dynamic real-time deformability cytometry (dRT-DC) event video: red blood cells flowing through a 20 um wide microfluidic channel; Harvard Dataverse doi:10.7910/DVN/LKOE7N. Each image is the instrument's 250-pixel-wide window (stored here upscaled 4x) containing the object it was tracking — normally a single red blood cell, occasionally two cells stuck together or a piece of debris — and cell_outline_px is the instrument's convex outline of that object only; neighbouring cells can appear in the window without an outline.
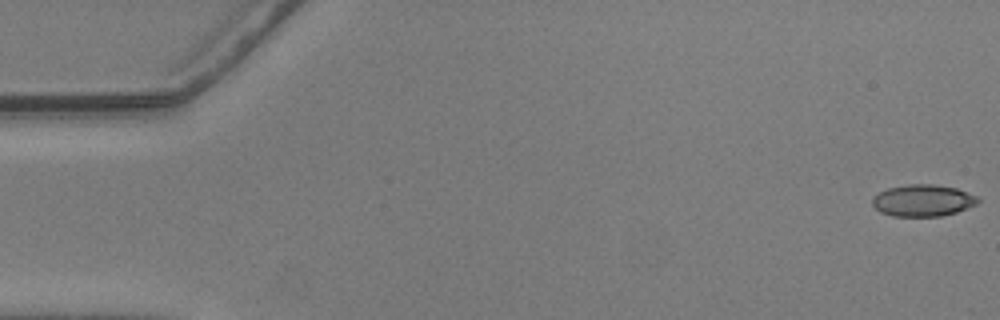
{"species": "common noctule bat (a hibernating species)", "species_latin": "Nyctalus noctula", "temperature_condition": "warm", "stored_images_in_passage": 56, "camera_frame_rate_fps": 3000, "um_per_image_px": 0.085, "animal": {"sex": "male", "body_mass_g": 20.5, "forearm_length_mm": 52.5}, "frame": {"image": 1, "passage_image": 1, "time_ms": 0.0, "image_size_px": [1000, 320], "cell_outline_px": [[980, 200], [976, 204], [956, 212], [940, 216], [892, 216], [880, 212], [872, 204], [872, 196], [888, 188], [908, 184], [932, 184], [956, 188], [976, 196]], "centroid_in_image_um": [78.41, 17.04], "position_along_channel_um": 6.6, "area_um2": 19.42}}
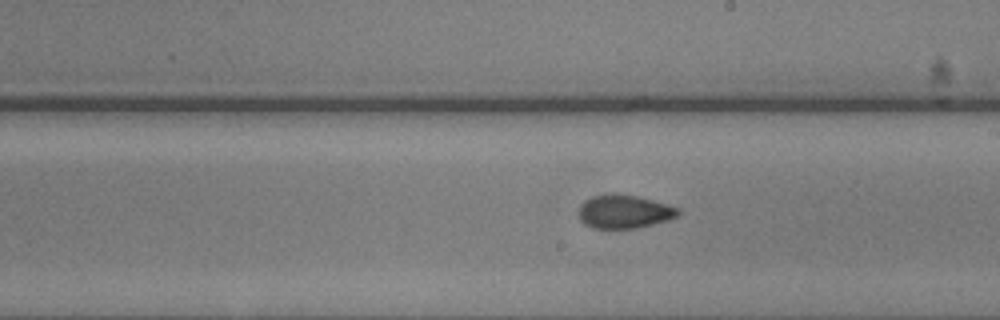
{"frame": {"image": 2, "passage_image": 32, "time_ms": 10.333, "image_size_px": [1000, 320], "cell_outline_px": [[680, 212], [676, 216], [668, 220], [636, 228], [592, 228], [584, 224], [580, 220], [580, 204], [584, 200], [592, 196], [608, 192], [620, 192], [668, 204], [680, 208]], "centroid_in_image_um": [53.03, 17.96], "position_along_channel_um": 236.0, "area_um2": 19.65}}
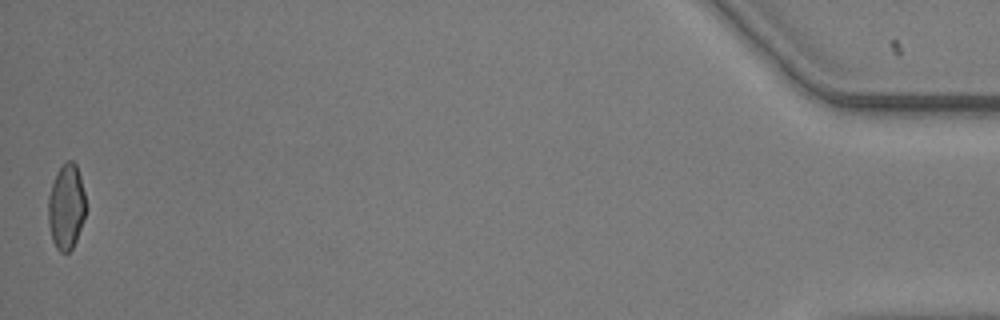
{"frame": {"image": 3, "passage_image": 56, "time_ms": 18.333, "image_size_px": [1000, 320], "cell_outline_px": [[84, 216], [76, 240], [72, 248], [68, 252], [60, 252], [56, 248], [52, 240], [48, 224], [48, 196], [52, 184], [60, 168], [68, 160], [72, 160], [76, 164], [80, 176], [84, 192]], "centroid_in_image_um": [5.61, 17.59], "position_along_channel_um": 429.6, "area_um2": 18.32}, "authors_computed_cell_mechanics": {"area_um2": 19.4497, "velocity_mm_per_s": 3.6215, "shape_relaxation_time_tau1_ms": null, "shape_relaxation_time_tau2_ms": 1.3079, "deformation_change_tau1": null, "deformation_change_tau2": 0.0518}}